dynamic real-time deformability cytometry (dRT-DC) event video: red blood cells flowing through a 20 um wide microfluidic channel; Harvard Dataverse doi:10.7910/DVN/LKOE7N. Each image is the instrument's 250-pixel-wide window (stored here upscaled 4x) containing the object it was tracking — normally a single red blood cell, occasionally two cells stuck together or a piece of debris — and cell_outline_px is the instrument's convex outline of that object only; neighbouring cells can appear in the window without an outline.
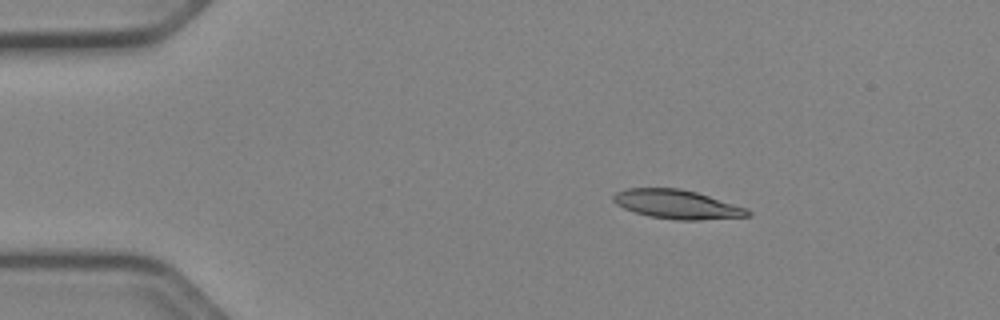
{"species": "Egyptian fruit bat (a non-hibernating species)", "species_latin": "Rousettus aegyptiacus", "temperature_condition": "cold", "stored_images_in_passage": 44, "camera_frame_rate_fps": 3000, "um_per_image_px": 0.085, "animal": {"sex": "female"}, "frame": {"image": 1, "passage_image": 1, "time_ms": 0.0, "image_size_px": [1000, 320], "cell_outline_px": [[752, 216], [700, 220], [676, 220], [648, 216], [624, 208], [616, 204], [612, 200], [612, 196], [616, 192], [624, 188], [680, 188], [696, 192], [748, 208], [752, 212]], "centroid_in_image_um": [57.56, 17.37], "position_along_channel_um": 27.4, "area_um2": 22.83}}
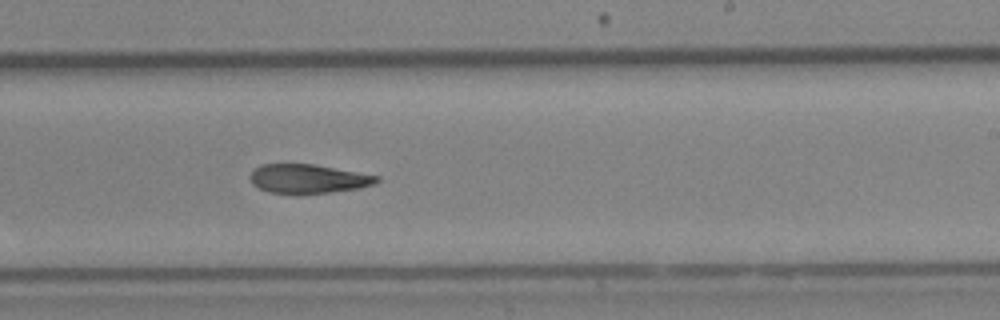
{"frame": {"image": 2, "passage_image": 24, "time_ms": 7.667, "image_size_px": [1000, 320], "cell_outline_px": [[380, 180], [376, 184], [360, 188], [304, 196], [292, 196], [268, 192], [252, 184], [248, 176], [252, 168], [260, 164], [312, 164], [380, 176]], "centroid_in_image_um": [26.14, 15.23], "position_along_channel_um": 262.9, "area_um2": 22.31}}
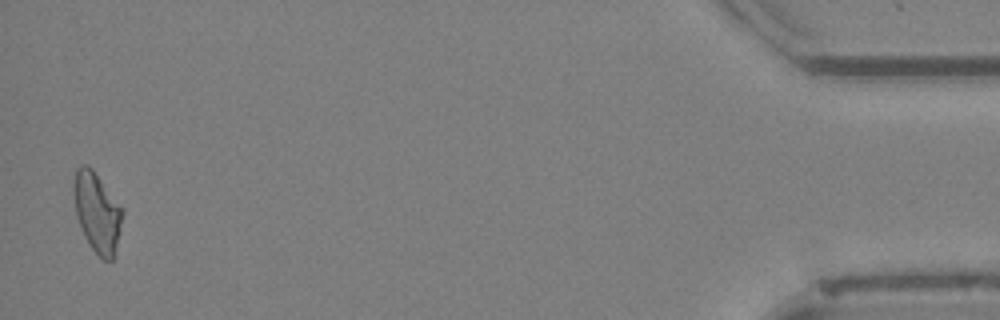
{"frame": {"image": 3, "passage_image": 43, "time_ms": 14.0, "image_size_px": [1000, 320], "cell_outline_px": [[124, 212], [112, 260], [104, 260], [92, 248], [84, 236], [76, 216], [72, 192], [72, 184], [76, 168], [84, 164], [88, 164], [92, 168]], "centroid_in_image_um": [8.2, 17.99], "position_along_channel_um": 427.0, "area_um2": 22.31}, "authors_computed_cell_mechanics": {"area_um2": 22.8021, "velocity_mm_per_s": 3.9528, "shape_relaxation_time_tau1_ms": 4.594, "shape_relaxation_time_tau2_ms": 5.8022, "deformation_change_tau1": 0.1582, "deformation_change_tau2": 0.1579}}